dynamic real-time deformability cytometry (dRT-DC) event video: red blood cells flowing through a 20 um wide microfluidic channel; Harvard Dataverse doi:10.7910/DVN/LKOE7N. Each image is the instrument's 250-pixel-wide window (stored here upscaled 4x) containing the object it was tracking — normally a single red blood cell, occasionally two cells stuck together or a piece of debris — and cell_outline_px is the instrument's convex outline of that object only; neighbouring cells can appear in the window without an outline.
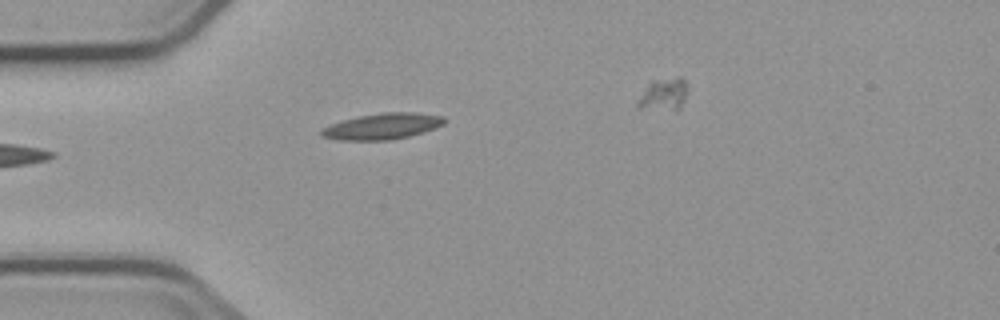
{"species": "common noctule bat (a hibernating species)", "species_latin": "Nyctalus noctula", "temperature_condition": "cold", "stored_images_in_passage": 4, "camera_frame_rate_fps": 3000, "um_per_image_px": 0.085, "animal": {"sex": "male", "body_mass_g": 23.1, "forearm_length_mm": 52.7}, "frame": {"image": 1, "passage_image": 1, "time_ms": 0.0, "image_size_px": [1000, 320], "cell_outline_px": [[444, 124], [424, 132], [392, 140], [340, 140], [320, 136], [320, 128], [328, 124], [360, 116], [380, 112], [416, 112], [444, 116]], "centroid_in_image_um": [32.47, 10.73], "position_along_channel_um": 52.5, "area_um2": 18.79}}